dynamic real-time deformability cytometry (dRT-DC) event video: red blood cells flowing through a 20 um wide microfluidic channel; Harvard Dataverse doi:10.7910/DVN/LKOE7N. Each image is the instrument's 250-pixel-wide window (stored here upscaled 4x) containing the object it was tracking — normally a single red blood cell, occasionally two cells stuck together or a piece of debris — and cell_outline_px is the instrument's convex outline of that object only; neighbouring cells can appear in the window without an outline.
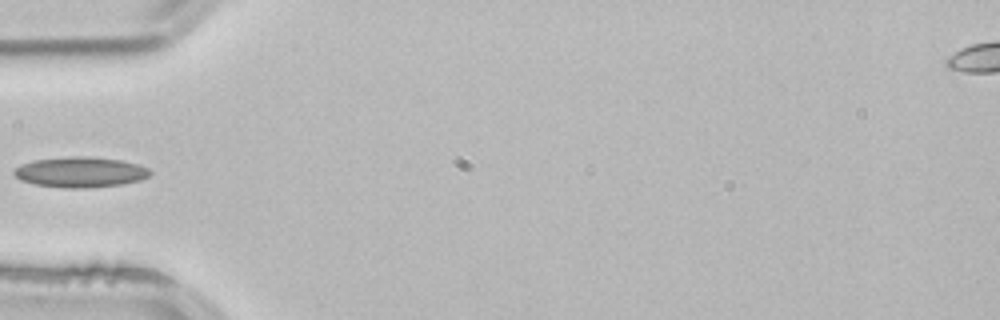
{"species": "common noctule bat (a hibernating species)", "species_latin": "Nyctalus noctula", "temperature_condition": "room temperature", "stored_images_in_passage": 3, "camera_frame_rate_fps": 3000, "um_per_image_px": 0.085, "animal": {"sex": "male", "body_mass_g": 21.5, "forearm_length_mm": 52.0}, "frame": {"image": 1, "passage_image": 3, "time_ms": 0.667, "image_size_px": [1000, 320], "cell_outline_px": [[152, 172], [148, 176], [140, 180], [120, 184], [88, 188], [64, 188], [36, 184], [20, 180], [12, 172], [12, 168], [20, 164], [32, 160], [72, 156], [84, 156], [120, 160], [140, 164], [148, 168]], "centroid_in_image_um": [6.79, 14.62], "position_along_channel_um": 78.2, "area_um2": 24.22}}